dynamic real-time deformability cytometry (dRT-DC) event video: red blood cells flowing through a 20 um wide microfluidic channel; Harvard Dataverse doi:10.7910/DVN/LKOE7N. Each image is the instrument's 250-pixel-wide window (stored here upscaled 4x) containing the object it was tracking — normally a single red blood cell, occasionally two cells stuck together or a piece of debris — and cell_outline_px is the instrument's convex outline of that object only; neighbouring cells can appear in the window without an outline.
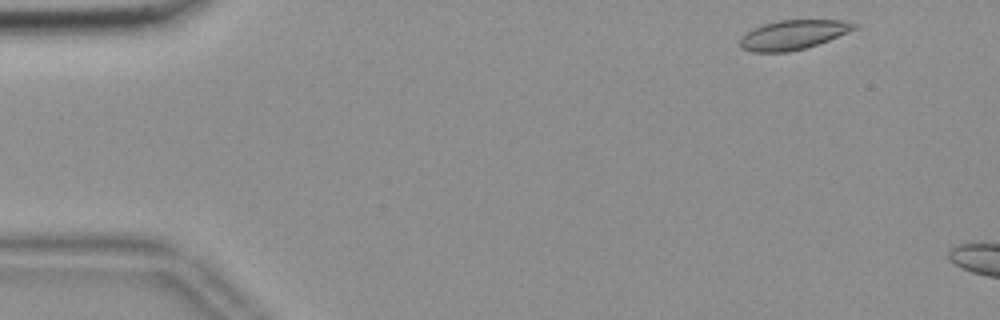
{"species": "common noctule bat (a hibernating species)", "species_latin": "Nyctalus noctula", "temperature_condition": "room temperature", "stored_images_in_passage": 7, "camera_frame_rate_fps": 3000, "um_per_image_px": 0.085, "animal": {"sex": "female", "body_mass_g": 18.4}, "frame": {"image": 1, "passage_image": 2, "time_ms": 0.333, "image_size_px": [1000, 320], "cell_outline_px": [[860, 24], [856, 28], [848, 32], [828, 40], [804, 48], [788, 52], [752, 52], [740, 48], [740, 36], [752, 28], [776, 20], [844, 20]], "centroid_in_image_um": [67.38, 2.95], "position_along_channel_um": 17.6, "area_um2": 19.65}}